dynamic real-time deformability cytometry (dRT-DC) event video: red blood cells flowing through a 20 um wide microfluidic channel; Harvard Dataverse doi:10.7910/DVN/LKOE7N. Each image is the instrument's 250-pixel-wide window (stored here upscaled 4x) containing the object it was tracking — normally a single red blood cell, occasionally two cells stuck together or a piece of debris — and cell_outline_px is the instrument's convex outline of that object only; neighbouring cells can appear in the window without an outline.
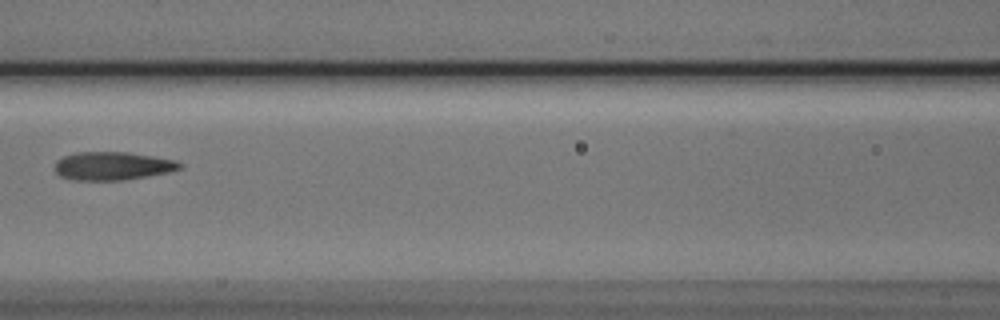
{"species": "Egyptian fruit bat (a non-hibernating species)", "species_latin": "Rousettus aegyptiacus", "temperature_condition": "cold", "stored_images_in_passage": 6, "camera_frame_rate_fps": 3000, "um_per_image_px": 0.085, "animal": {"sex": "male"}, "frame": {"image": 1, "passage_image": 5, "time_ms": 1.333, "image_size_px": [1000, 320], "cell_outline_px": [[184, 168], [168, 172], [148, 176], [124, 180], [72, 180], [60, 176], [56, 172], [56, 160], [64, 156], [76, 152], [128, 152], [176, 160], [184, 164]], "centroid_in_image_um": [9.6, 14.1], "position_along_channel_um": 157.0, "area_um2": 20.69}}
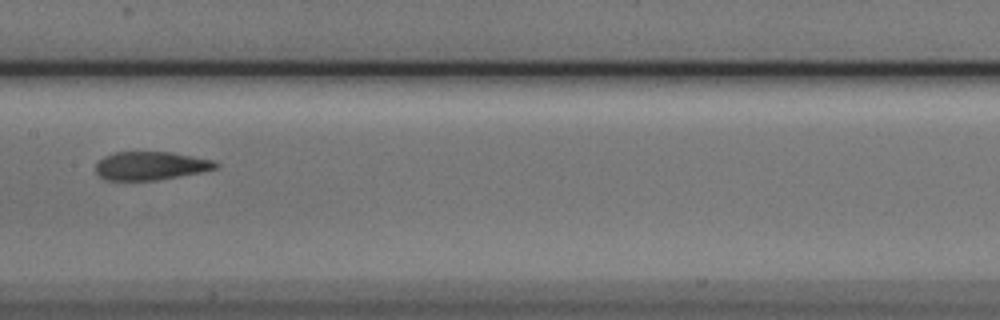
{"frame": {"image": 2, "passage_image": 6, "time_ms": 1.667, "image_size_px": [1000, 320], "cell_outline_px": [[220, 164], [216, 168], [200, 172], [156, 180], [104, 180], [96, 172], [96, 164], [104, 156], [116, 152], [172, 152], [212, 160]], "centroid_in_image_um": [12.79, 14.09], "position_along_channel_um": 194.6, "area_um2": 19.65}}